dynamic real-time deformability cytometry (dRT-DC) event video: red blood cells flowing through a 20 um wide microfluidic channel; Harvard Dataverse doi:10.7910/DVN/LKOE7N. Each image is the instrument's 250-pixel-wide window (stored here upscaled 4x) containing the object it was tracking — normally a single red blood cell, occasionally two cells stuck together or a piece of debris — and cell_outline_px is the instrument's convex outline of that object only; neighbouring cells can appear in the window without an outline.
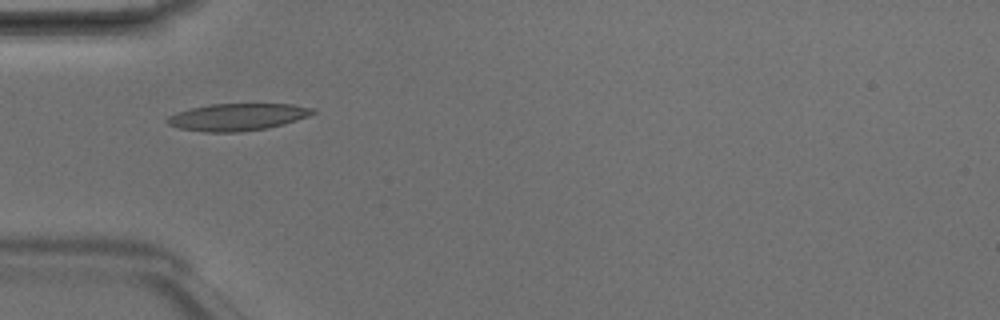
{"species": "Egyptian fruit bat (a non-hibernating species)", "species_latin": "Rousettus aegyptiacus", "temperature_condition": "room temperature", "stored_images_in_passage": 4, "camera_frame_rate_fps": 3000, "um_per_image_px": 0.085, "animal": {"sex": "male"}, "frame": {"image": 1, "passage_image": 4, "time_ms": 1.0, "image_size_px": [1000, 320], "cell_outline_px": [[316, 112], [308, 116], [284, 124], [268, 128], [236, 132], [204, 132], [180, 128], [168, 124], [164, 120], [168, 116], [176, 112], [192, 108], [212, 104], [292, 104], [316, 108]], "centroid_in_image_um": [20.19, 9.94], "position_along_channel_um": 64.8, "area_um2": 23.0}}